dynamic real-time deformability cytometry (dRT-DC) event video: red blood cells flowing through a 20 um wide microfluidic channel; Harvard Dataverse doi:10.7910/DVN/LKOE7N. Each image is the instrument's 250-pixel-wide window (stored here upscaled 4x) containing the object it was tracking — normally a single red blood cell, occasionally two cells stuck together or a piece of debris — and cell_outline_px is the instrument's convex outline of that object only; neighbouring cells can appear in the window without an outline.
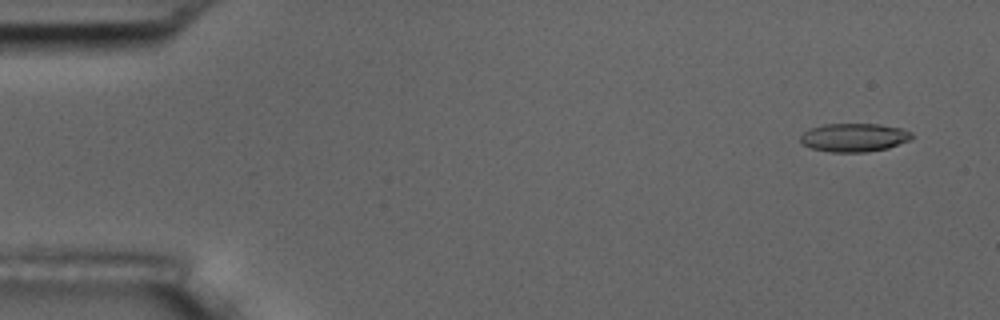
{"species": "common noctule bat (a hibernating species)", "species_latin": "Nyctalus noctula", "temperature_condition": "room temperature", "stored_images_in_passage": 8, "camera_frame_rate_fps": 3000, "um_per_image_px": 0.085, "animal": {"sex": "male", "body_mass_g": 17.5, "forearm_length_mm": 52.3}, "frame": {"image": 1, "passage_image": 2, "time_ms": 0.333, "image_size_px": [1000, 320], "cell_outline_px": [[912, 140], [888, 148], [864, 152], [832, 152], [812, 148], [804, 144], [800, 140], [800, 136], [808, 128], [824, 124], [880, 124], [900, 128], [912, 132]], "centroid_in_image_um": [72.61, 11.68], "position_along_channel_um": 12.4, "area_um2": 18.5}}
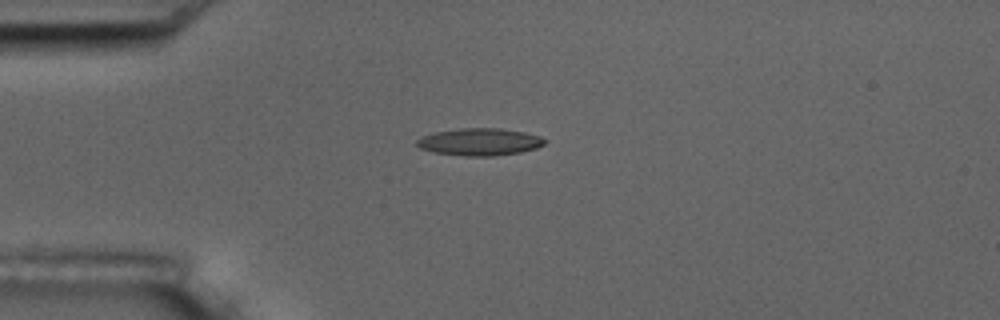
{"frame": {"image": 2, "passage_image": 5, "time_ms": 1.333, "image_size_px": [1000, 320], "cell_outline_px": [[544, 144], [536, 148], [520, 152], [492, 156], [464, 156], [432, 152], [420, 148], [416, 144], [416, 140], [420, 136], [436, 132], [460, 128], [500, 128], [524, 132], [540, 136], [544, 140]], "centroid_in_image_um": [40.73, 12.06], "position_along_channel_um": 44.3, "area_um2": 20.29}}